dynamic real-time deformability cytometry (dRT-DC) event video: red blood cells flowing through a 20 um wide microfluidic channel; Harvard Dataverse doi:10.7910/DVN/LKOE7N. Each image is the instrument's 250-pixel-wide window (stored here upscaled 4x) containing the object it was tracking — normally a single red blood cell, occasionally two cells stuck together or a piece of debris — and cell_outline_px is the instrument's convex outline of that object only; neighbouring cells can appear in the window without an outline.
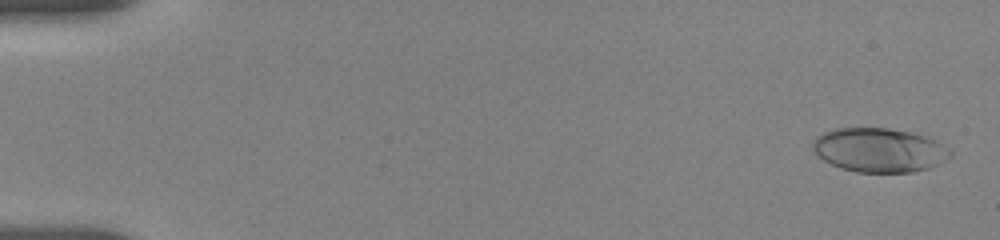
{"species": "human", "species_latin": "Homo sapiens", "temperature_condition": "room temperature", "stored_images_in_passage": 18, "camera_frame_rate_fps": 3000, "um_per_image_px": 0.085, "donor": {"sex": "female"}, "frame": {"image": 1, "passage_image": 3, "time_ms": 0.333, "image_size_px": [1000, 240], "cell_outline_px": [[952, 156], [928, 168], [912, 172], [856, 172], [840, 168], [824, 160], [812, 148], [812, 140], [816, 136], [824, 132], [836, 128], [888, 128], [912, 132], [936, 140], [948, 148], [952, 152]], "centroid_in_image_um": [74.72, 12.75], "position_along_channel_um": 10.3, "area_um2": 35.26}}
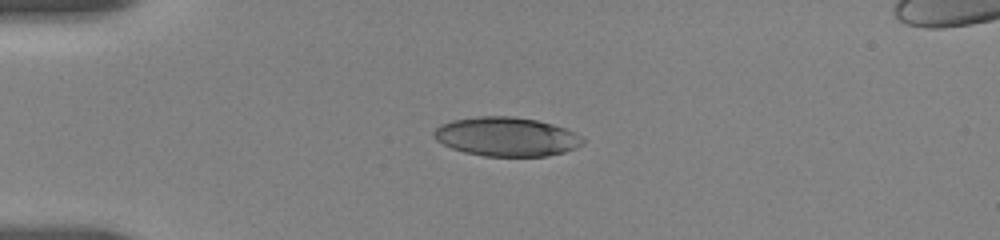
{"frame": {"image": 2, "passage_image": 13, "time_ms": 4.333, "image_size_px": [1000, 240], "cell_outline_px": [[584, 144], [576, 148], [564, 152], [548, 156], [484, 156], [464, 152], [452, 148], [436, 140], [432, 136], [432, 132], [440, 124], [452, 120], [480, 116], [512, 116], [536, 120], [552, 124], [576, 132], [584, 136]], "centroid_in_image_um": [43.07, 11.62], "position_along_channel_um": 41.9, "area_um2": 34.1}}
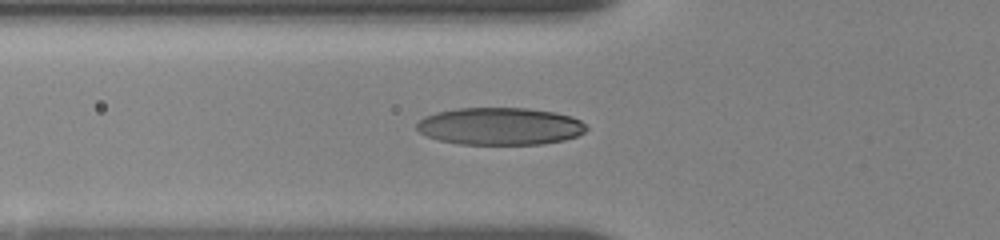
{"frame": {"image": 3, "passage_image": 17, "time_ms": 6.333, "image_size_px": [1000, 240], "cell_outline_px": [[588, 128], [584, 132], [576, 136], [564, 140], [544, 144], [460, 144], [440, 140], [428, 136], [420, 132], [416, 128], [416, 124], [424, 116], [436, 112], [456, 108], [528, 108], [556, 112], [572, 116], [580, 120]], "centroid_in_image_um": [42.51, 10.72], "position_along_channel_um": 83.3, "area_um2": 37.05}}